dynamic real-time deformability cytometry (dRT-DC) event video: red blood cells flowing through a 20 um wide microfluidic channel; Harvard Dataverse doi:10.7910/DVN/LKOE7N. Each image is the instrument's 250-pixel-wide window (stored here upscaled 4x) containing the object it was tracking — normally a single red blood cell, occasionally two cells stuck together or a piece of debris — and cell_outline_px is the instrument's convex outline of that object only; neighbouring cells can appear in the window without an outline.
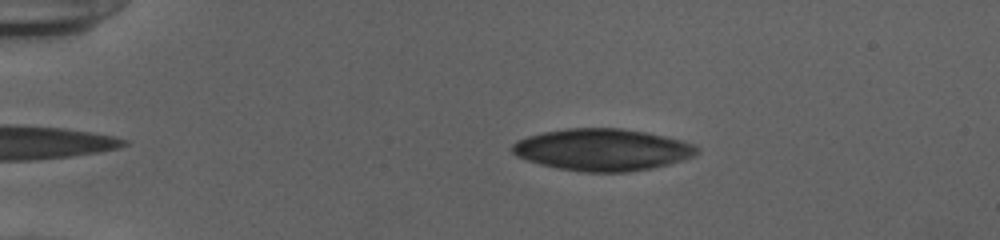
{"species": "human", "species_latin": "Homo sapiens", "temperature_condition": "cold", "stored_images_in_passage": 53, "camera_frame_rate_fps": 3000, "um_per_image_px": 0.085, "donor": {"sex": "female"}, "frame": {"image": 1, "passage_image": 11, "time_ms": 3.333, "image_size_px": [1000, 240], "cell_outline_px": [[700, 152], [684, 160], [652, 168], [628, 172], [584, 172], [556, 168], [540, 164], [516, 156], [512, 152], [512, 144], [516, 140], [528, 136], [544, 132], [568, 128], [620, 128], [644, 132], [664, 136], [680, 140], [692, 144], [700, 148]], "centroid_in_image_um": [51.2, 12.73], "position_along_channel_um": 33.8, "area_um2": 45.08}}
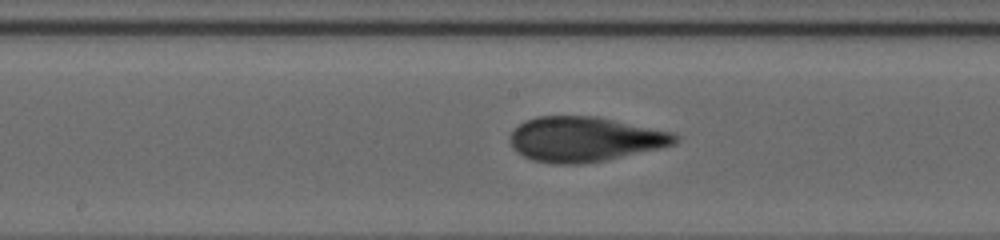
{"frame": {"image": 2, "passage_image": 29, "time_ms": 9.333, "image_size_px": [1000, 240], "cell_outline_px": [[680, 140], [676, 144], [660, 148], [608, 160], [580, 164], [552, 164], [532, 160], [516, 152], [512, 148], [508, 140], [512, 132], [524, 120], [536, 116], [600, 116], [672, 132], [680, 136]], "centroid_in_image_um": [49.71, 11.83], "position_along_channel_um": 198.5, "area_um2": 43.75}}
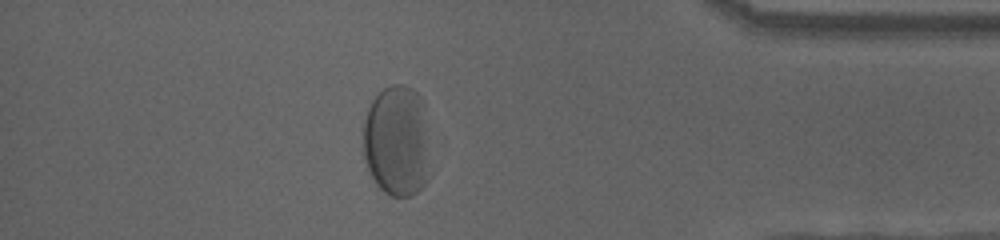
{"frame": {"image": 3, "passage_image": 47, "time_ms": 15.333, "image_size_px": [1000, 240], "cell_outline_px": [[428, 180], [412, 196], [392, 196], [384, 192], [376, 184], [368, 168], [364, 156], [364, 120], [368, 108], [372, 100], [384, 88], [392, 84], [404, 84], [412, 88], [416, 92], [420, 100]], "centroid_in_image_um": [33.65, 12.01], "position_along_channel_um": 401.6, "area_um2": 41.85}, "authors_computed_cell_mechanics": {"area_um2": 44.6216, "velocity_mm_per_s": 3.829, "shape_relaxation_time_tau1_ms": 4.9509, "shape_relaxation_time_tau2_ms": null, "deformation_change_tau1": 0.1748, "deformation_change_tau2": null}}